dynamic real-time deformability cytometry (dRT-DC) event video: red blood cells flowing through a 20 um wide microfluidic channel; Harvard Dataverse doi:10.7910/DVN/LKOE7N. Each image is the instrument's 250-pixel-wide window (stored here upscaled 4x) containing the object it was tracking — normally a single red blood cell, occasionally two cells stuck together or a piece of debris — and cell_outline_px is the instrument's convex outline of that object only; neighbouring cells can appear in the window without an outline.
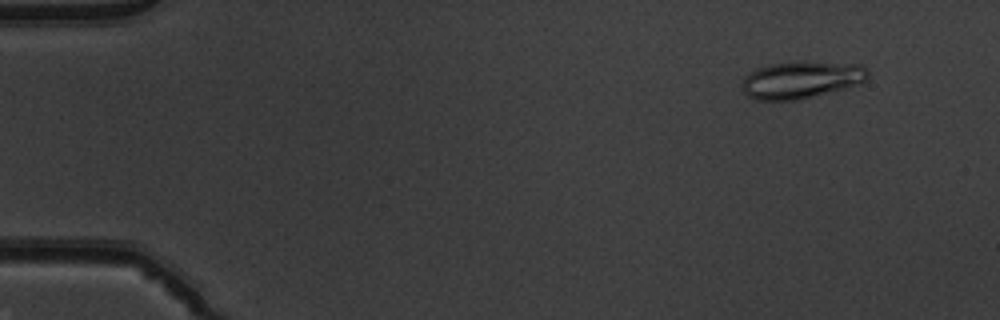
{"species": "common noctule bat (a hibernating species)", "species_latin": "Nyctalus noctula", "temperature_condition": "warm", "stored_images_in_passage": 44, "camera_frame_rate_fps": 3000, "um_per_image_px": 0.085, "animal": {"sex": "male", "body_mass_g": 19.5, "forearm_length_mm": 54.6}, "frame": {"image": 1, "passage_image": 5, "time_ms": 1.333, "image_size_px": [1000, 320], "cell_outline_px": [[868, 76], [864, 80], [844, 88], [800, 100], [756, 100], [748, 96], [744, 92], [744, 76], [756, 68], [772, 64], [860, 64], [868, 72]], "centroid_in_image_um": [68.04, 6.83], "position_along_channel_um": 17.0, "area_um2": 25.95}}
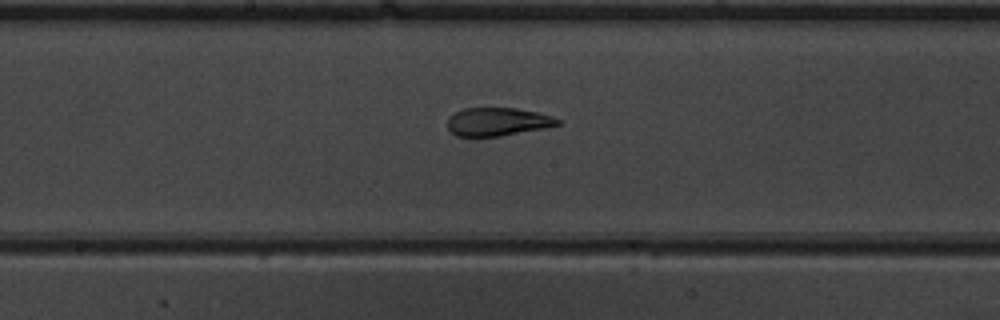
{"frame": {"image": 2, "passage_image": 28, "time_ms": 9.0, "image_size_px": [1000, 320], "cell_outline_px": [[560, 124], [544, 128], [500, 136], [456, 136], [448, 128], [448, 116], [464, 108], [516, 108], [536, 112], [552, 116], [560, 120]], "centroid_in_image_um": [42.28, 10.34], "position_along_channel_um": 205.9, "area_um2": 17.98}}
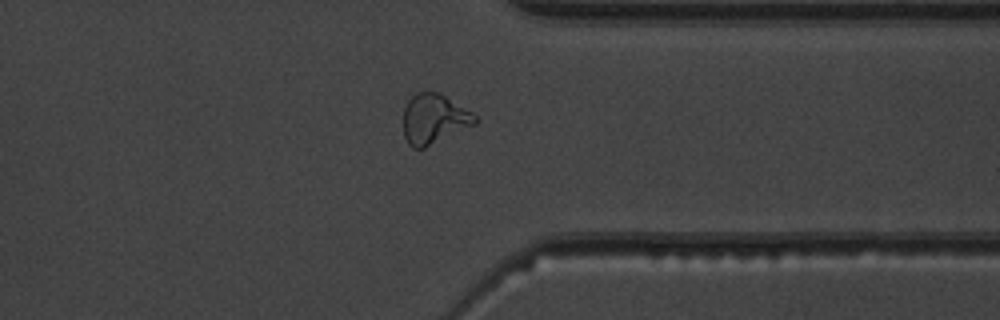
{"frame": {"image": 3, "passage_image": 41, "time_ms": 13.333, "image_size_px": [1000, 320], "cell_outline_px": [[476, 124], [424, 148], [412, 148], [408, 144], [404, 136], [404, 108], [408, 100], [416, 92], [436, 92], [444, 96], [472, 112], [476, 116]], "centroid_in_image_um": [36.87, 10.12], "position_along_channel_um": 374.5, "area_um2": 20.58}, "authors_computed_cell_mechanics": {"area_um2": 20.1722, "velocity_mm_per_s": 3.9399, "shape_relaxation_time_tau1_ms": 8.0249, "shape_relaxation_time_tau2_ms": 1.5338, "deformation_change_tau1": 0.2641, "deformation_change_tau2": 0.0858}}